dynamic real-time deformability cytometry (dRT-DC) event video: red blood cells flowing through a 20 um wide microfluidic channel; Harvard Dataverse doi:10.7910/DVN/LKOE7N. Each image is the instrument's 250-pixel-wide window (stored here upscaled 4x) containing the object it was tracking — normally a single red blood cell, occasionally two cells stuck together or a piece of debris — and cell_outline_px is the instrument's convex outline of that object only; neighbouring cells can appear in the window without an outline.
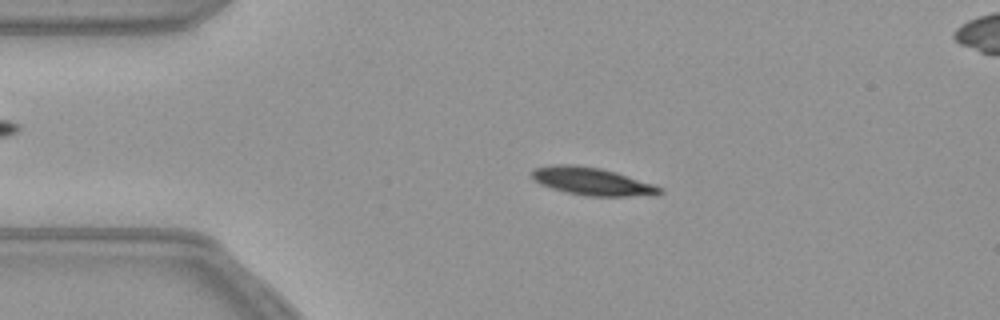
{"species": "common noctule bat (a hibernating species)", "species_latin": "Nyctalus noctula", "temperature_condition": "warm", "stored_images_in_passage": 54, "segment_of_instrument_passage": [1, 2], "camera_frame_rate_fps": 3000, "um_per_image_px": 0.085, "animal": {"sex": "female", "body_mass_g": 21.9}, "frame": {"image": 1, "passage_image": 10, "time_ms": 3.0, "image_size_px": [1000, 320], "cell_outline_px": [[664, 192], [656, 196], [584, 196], [564, 192], [540, 184], [532, 180], [528, 172], [536, 168], [552, 164], [572, 164], [600, 168], [616, 172], [664, 188]], "centroid_in_image_um": [50.31, 15.42], "position_along_channel_um": 34.7, "area_um2": 21.04}}
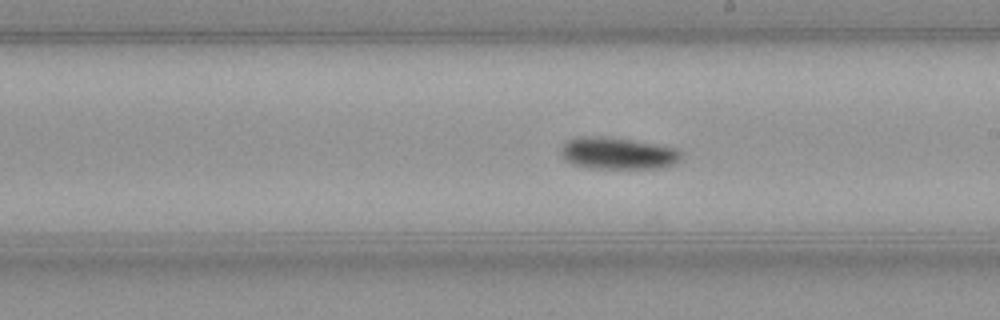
{"frame": {"image": 2, "passage_image": 29, "time_ms": 9.333, "image_size_px": [1000, 320], "cell_outline_px": [[684, 156], [676, 164], [664, 168], [588, 168], [572, 164], [564, 160], [560, 152], [560, 148], [568, 140], [576, 136], [608, 136], [660, 144], [680, 148]], "centroid_in_image_um": [52.57, 13.02], "position_along_channel_um": 236.4, "area_um2": 23.12}}
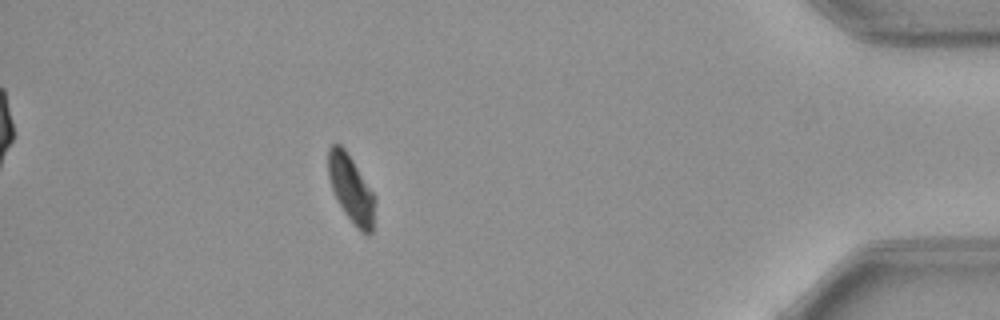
{"frame": {"image": 3, "passage_image": 47, "time_ms": 15.333, "image_size_px": [1000, 320], "cell_outline_px": [[376, 200], [372, 232], [368, 236], [360, 232], [356, 228], [344, 212], [332, 188], [328, 176], [328, 148], [332, 144], [340, 144], [344, 148], [376, 196]], "centroid_in_image_um": [29.87, 16.1], "position_along_channel_um": 405.3, "area_um2": 18.32}}